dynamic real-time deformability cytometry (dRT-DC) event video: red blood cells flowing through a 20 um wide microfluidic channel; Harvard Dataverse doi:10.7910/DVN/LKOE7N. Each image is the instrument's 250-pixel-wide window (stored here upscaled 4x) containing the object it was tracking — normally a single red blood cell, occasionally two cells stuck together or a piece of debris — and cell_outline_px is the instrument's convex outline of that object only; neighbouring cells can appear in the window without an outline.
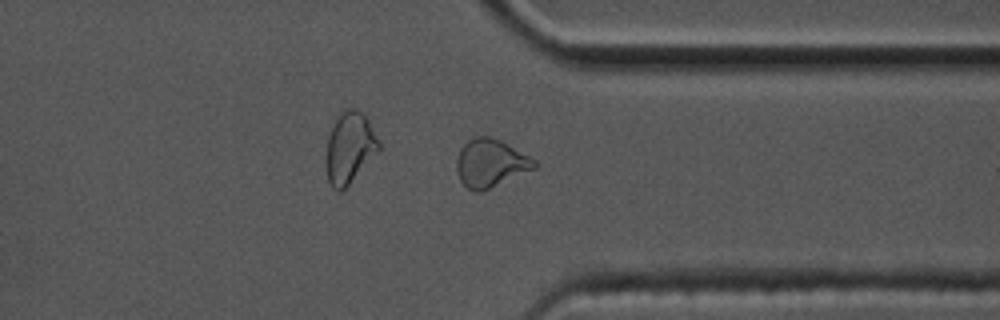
{"species": "common noctule bat (a hibernating species)", "species_latin": "Nyctalus noctula", "temperature_condition": "cold", "stored_images_in_passage": 42, "camera_frame_rate_fps": 3000, "um_per_image_px": 0.085, "animal": {"sex": "male", "body_mass_g": 17.5, "forearm_length_mm": 52.3}, "frame": {"image": 1, "passage_image": 36, "time_ms": 11.667, "image_size_px": [1000, 320], "cell_outline_px": [[536, 168], [480, 192], [472, 192], [460, 180], [456, 172], [456, 160], [460, 148], [468, 140], [476, 136], [488, 136], [500, 140], [536, 160]], "centroid_in_image_um": [41.66, 13.87], "position_along_channel_um": 369.7, "area_um2": 21.62}, "authors_computed_cell_mechanics": {"area_um2": 20.2589, "velocity_mm_per_s": 3.4991, "shape_relaxation_time_tau1_ms": 8.7991, "shape_relaxation_time_tau2_ms": 2.6119, "deformation_change_tau1": 0.1626, "deformation_change_tau2": 0.0508}}